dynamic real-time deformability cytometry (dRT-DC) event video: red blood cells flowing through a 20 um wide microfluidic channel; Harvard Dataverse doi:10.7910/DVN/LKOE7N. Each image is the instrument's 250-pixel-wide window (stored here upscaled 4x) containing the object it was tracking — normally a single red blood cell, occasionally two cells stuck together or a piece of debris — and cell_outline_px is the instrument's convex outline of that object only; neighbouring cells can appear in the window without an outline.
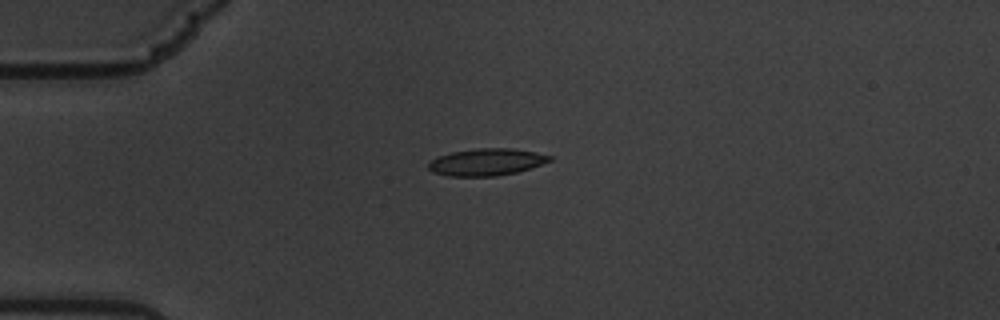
{"species": "common noctule bat (a hibernating species)", "species_latin": "Nyctalus noctula", "temperature_condition": "warm", "stored_images_in_passage": 25, "camera_frame_rate_fps": 3000, "um_per_image_px": 0.085, "animal": {"sex": "male", "body_mass_g": 19.5, "forearm_length_mm": 54.6}, "frame": {"image": 1, "passage_image": 1, "time_ms": 0.0, "image_size_px": [1000, 320], "cell_outline_px": [[552, 160], [516, 172], [496, 176], [448, 176], [432, 172], [428, 168], [428, 164], [436, 156], [452, 152], [476, 148], [512, 148], [536, 152], [552, 156]], "centroid_in_image_um": [41.32, 13.77], "position_along_channel_um": 43.7, "area_um2": 19.02}}
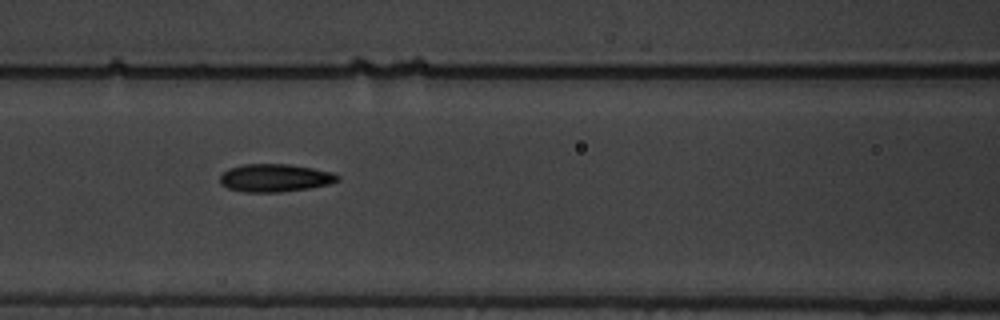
{"frame": {"image": 2, "passage_image": 12, "time_ms": 3.667, "image_size_px": [1000, 320], "cell_outline_px": [[340, 180], [328, 184], [308, 188], [280, 192], [244, 192], [228, 188], [220, 184], [220, 176], [228, 168], [244, 164], [288, 164], [312, 168], [332, 172], [340, 176]], "centroid_in_image_um": [23.36, 15.12], "position_along_channel_um": 143.2, "area_um2": 19.07}}
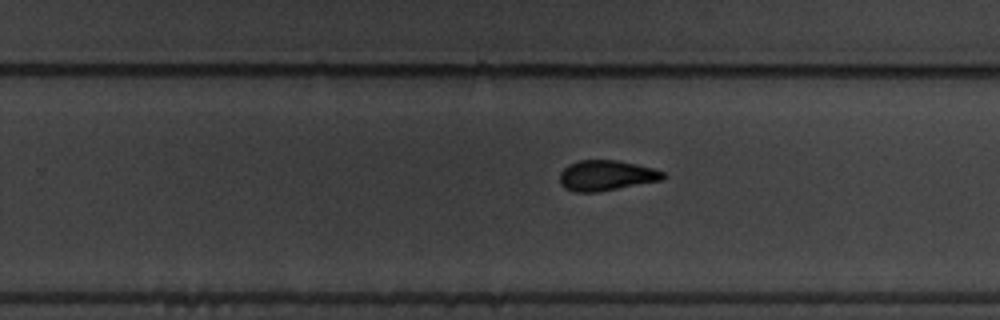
{"frame": {"image": 3, "passage_image": 24, "time_ms": 7.667, "image_size_px": [1000, 320], "cell_outline_px": [[668, 176], [664, 180], [596, 192], [576, 192], [564, 188], [560, 184], [560, 172], [568, 164], [580, 160], [620, 160], [652, 168], [664, 172]], "centroid_in_image_um": [51.55, 14.91], "position_along_channel_um": 278.2, "area_um2": 18.44}}